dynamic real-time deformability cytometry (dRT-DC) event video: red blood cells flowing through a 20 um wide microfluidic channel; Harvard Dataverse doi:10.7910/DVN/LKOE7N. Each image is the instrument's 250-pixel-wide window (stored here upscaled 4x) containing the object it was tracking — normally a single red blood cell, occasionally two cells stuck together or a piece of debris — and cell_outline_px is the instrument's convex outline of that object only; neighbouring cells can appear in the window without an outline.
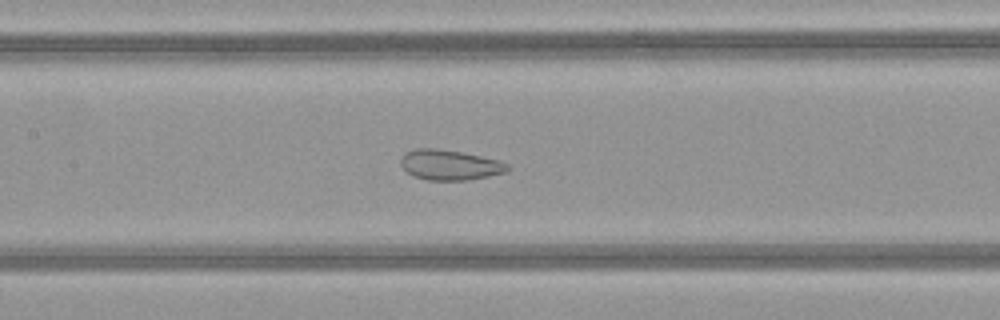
{"species": "common noctule bat (a hibernating species)", "species_latin": "Nyctalus noctula", "temperature_condition": "warm", "stored_images_in_passage": 50, "camera_frame_rate_fps": 3000, "um_per_image_px": 0.085, "animal": {"sex": "female", "body_mass_g": 21.9}, "frame": {"image": 1, "passage_image": 24, "time_ms": 7.667, "image_size_px": [1000, 320], "cell_outline_px": [[512, 168], [508, 172], [468, 180], [428, 180], [412, 176], [400, 164], [400, 160], [404, 152], [416, 148], [436, 148], [460, 152], [500, 160], [508, 164]], "centroid_in_image_um": [38.24, 14.02], "position_along_channel_um": 169.2, "area_um2": 18.96}}
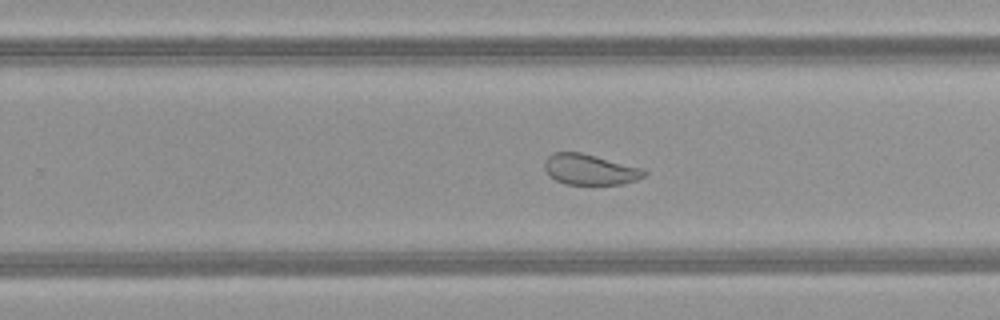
{"frame": {"image": 2, "passage_image": 32, "time_ms": 10.333, "image_size_px": [1000, 320], "cell_outline_px": [[648, 172], [644, 176], [636, 180], [624, 184], [564, 184], [556, 180], [544, 168], [544, 160], [552, 152], [580, 152], [644, 168]], "centroid_in_image_um": [50.16, 14.4], "position_along_channel_um": 279.6, "area_um2": 17.8}}
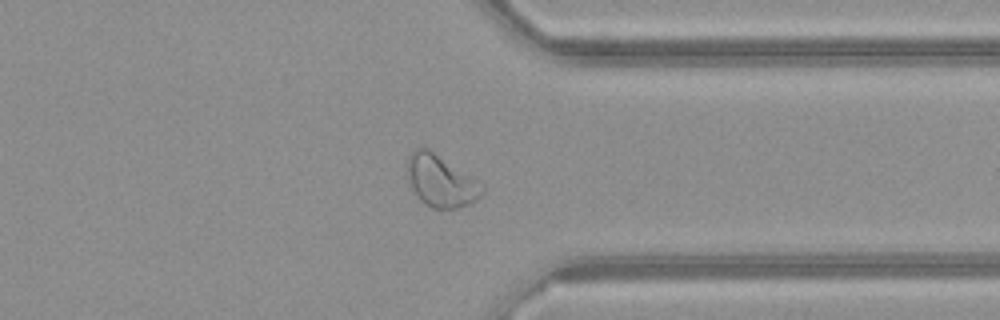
{"frame": {"image": 3, "passage_image": 39, "time_ms": 12.667, "image_size_px": [1000, 320], "cell_outline_px": [[484, 192], [472, 204], [456, 208], [432, 208], [424, 204], [420, 200], [412, 188], [408, 180], [408, 156], [416, 148], [428, 148], [484, 184]], "centroid_in_image_um": [37.5, 15.4], "position_along_channel_um": 373.9, "area_um2": 22.54}, "authors_computed_cell_mechanics": {"area_um2": 25.4898, "velocity_mm_per_s": 4.1563, "shape_relaxation_time_tau1_ms": null, "shape_relaxation_time_tau2_ms": 0.6096, "deformation_change_tau1": null, "deformation_change_tau2": 0.0689}}